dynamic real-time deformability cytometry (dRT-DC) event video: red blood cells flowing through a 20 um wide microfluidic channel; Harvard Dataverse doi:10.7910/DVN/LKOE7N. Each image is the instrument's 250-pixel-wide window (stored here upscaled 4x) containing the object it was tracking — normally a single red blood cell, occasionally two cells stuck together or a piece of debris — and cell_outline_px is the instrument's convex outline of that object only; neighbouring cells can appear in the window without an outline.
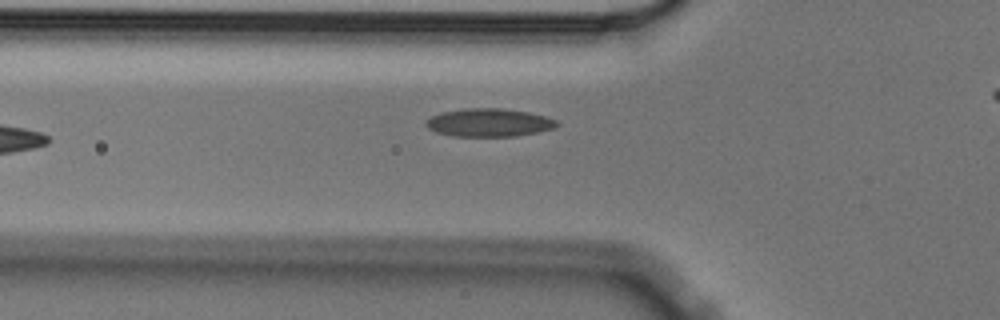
{"species": "Egyptian fruit bat (a non-hibernating species)", "species_latin": "Rousettus aegyptiacus", "temperature_condition": "cold", "stored_images_in_passage": 6, "segment_of_instrument_passage": [1, 2], "camera_frame_rate_fps": 3000, "um_per_image_px": 0.085, "animal": {"sex": "male"}, "frame": {"image": 1, "passage_image": 5, "time_ms": 1.333, "image_size_px": [1000, 320], "cell_outline_px": [[560, 124], [556, 128], [516, 136], [452, 136], [436, 132], [428, 128], [424, 124], [432, 116], [444, 112], [464, 108], [500, 108], [528, 112], [544, 116], [556, 120]], "centroid_in_image_um": [41.58, 10.42], "position_along_channel_um": 84.2, "area_um2": 21.33}}